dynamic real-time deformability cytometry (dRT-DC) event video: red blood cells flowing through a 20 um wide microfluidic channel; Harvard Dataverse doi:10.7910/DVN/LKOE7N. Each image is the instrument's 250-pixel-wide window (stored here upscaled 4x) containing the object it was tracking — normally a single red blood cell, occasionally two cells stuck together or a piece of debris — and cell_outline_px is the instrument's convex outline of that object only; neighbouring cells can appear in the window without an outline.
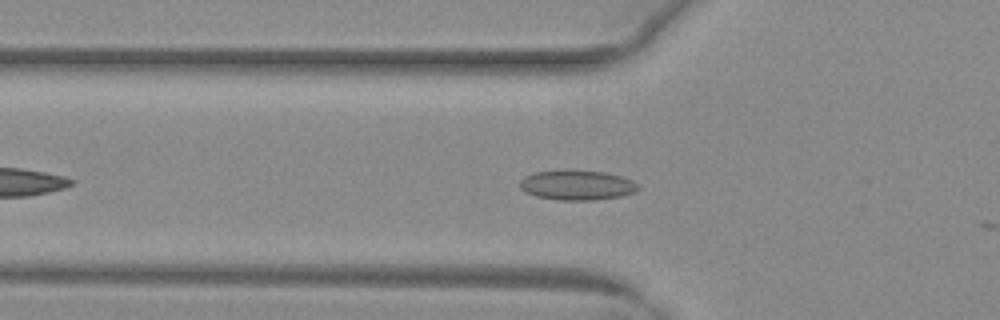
{"species": "common noctule bat (a hibernating species)", "species_latin": "Nyctalus noctula", "temperature_condition": "warm", "stored_images_in_passage": 5, "camera_frame_rate_fps": 3000, "um_per_image_px": 0.085, "animal": {"sex": "female", "body_mass_g": 29.2, "forearm_length_mm": 56.3}, "frame": {"image": 1, "passage_image": 3, "time_ms": 0.667, "image_size_px": [1000, 320], "cell_outline_px": [[640, 188], [636, 192], [620, 196], [592, 200], [560, 200], [536, 196], [524, 192], [520, 188], [520, 180], [524, 176], [532, 172], [568, 168], [604, 172], [620, 176], [632, 180]], "centroid_in_image_um": [49.0, 15.7], "position_along_channel_um": 76.8, "area_um2": 21.04}}